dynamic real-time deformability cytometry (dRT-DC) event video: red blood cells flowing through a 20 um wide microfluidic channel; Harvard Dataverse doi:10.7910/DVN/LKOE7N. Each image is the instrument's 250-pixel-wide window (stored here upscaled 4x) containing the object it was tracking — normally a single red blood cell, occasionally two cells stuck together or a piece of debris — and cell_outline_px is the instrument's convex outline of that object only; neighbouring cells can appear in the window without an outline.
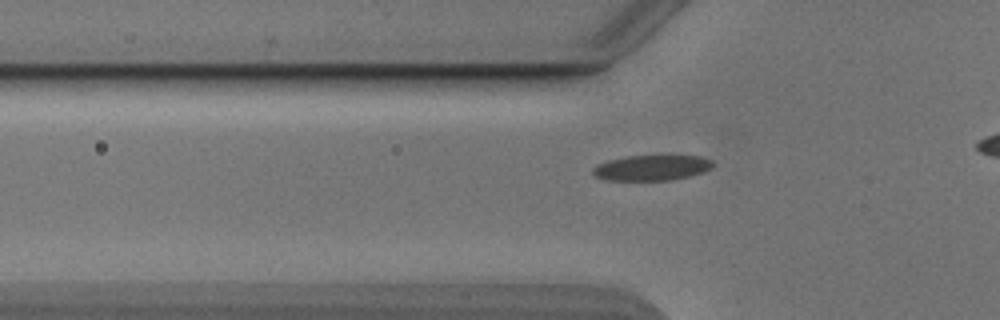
{"species": "Egyptian fruit bat (a non-hibernating species)", "species_latin": "Rousettus aegyptiacus", "temperature_condition": "cold", "stored_images_in_passage": 31, "camera_frame_rate_fps": 3000, "um_per_image_px": 0.085, "animal": {"sex": "male"}, "frame": {"image": 1, "passage_image": 5, "time_ms": 1.333, "image_size_px": [1000, 320], "cell_outline_px": [[712, 164], [708, 168], [700, 172], [688, 176], [668, 180], [608, 180], [596, 176], [592, 172], [592, 168], [596, 164], [608, 160], [628, 156], [656, 152], [700, 156], [712, 160]], "centroid_in_image_um": [55.37, 14.19], "position_along_channel_um": 70.4, "area_um2": 18.44}}
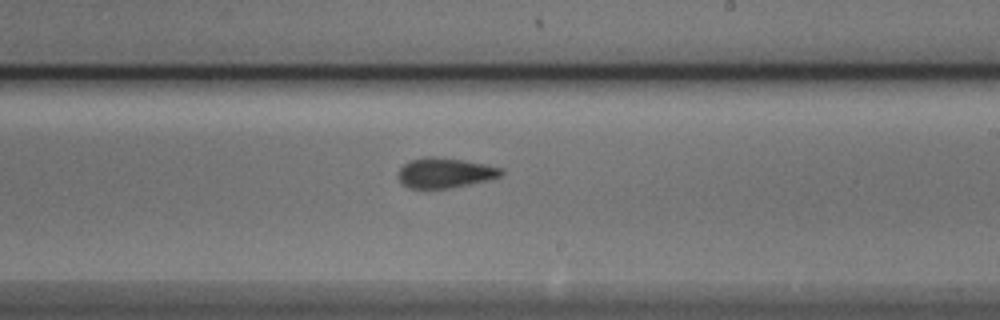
{"frame": {"image": 2, "passage_image": 19, "time_ms": 6.0, "image_size_px": [1000, 320], "cell_outline_px": [[504, 172], [500, 176], [468, 184], [448, 188], [408, 188], [400, 180], [400, 168], [404, 164], [412, 160], [424, 156], [432, 156], [460, 160], [484, 164], [504, 168]], "centroid_in_image_um": [37.83, 14.68], "position_along_channel_um": 251.2, "area_um2": 17.57}}
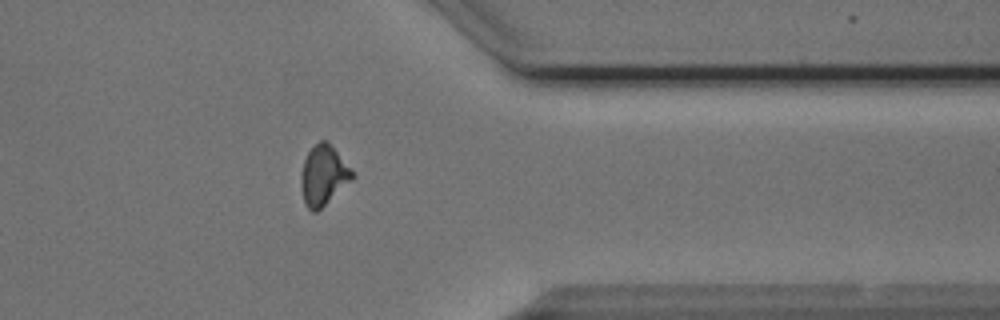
{"frame": {"image": 3, "passage_image": 30, "time_ms": 9.667, "image_size_px": [1000, 320], "cell_outline_px": [[356, 176], [352, 180], [316, 212], [312, 212], [308, 208], [304, 200], [300, 184], [300, 180], [304, 160], [308, 152], [320, 140], [328, 140]], "centroid_in_image_um": [27.49, 14.89], "position_along_channel_um": 383.9, "area_um2": 17.63}}